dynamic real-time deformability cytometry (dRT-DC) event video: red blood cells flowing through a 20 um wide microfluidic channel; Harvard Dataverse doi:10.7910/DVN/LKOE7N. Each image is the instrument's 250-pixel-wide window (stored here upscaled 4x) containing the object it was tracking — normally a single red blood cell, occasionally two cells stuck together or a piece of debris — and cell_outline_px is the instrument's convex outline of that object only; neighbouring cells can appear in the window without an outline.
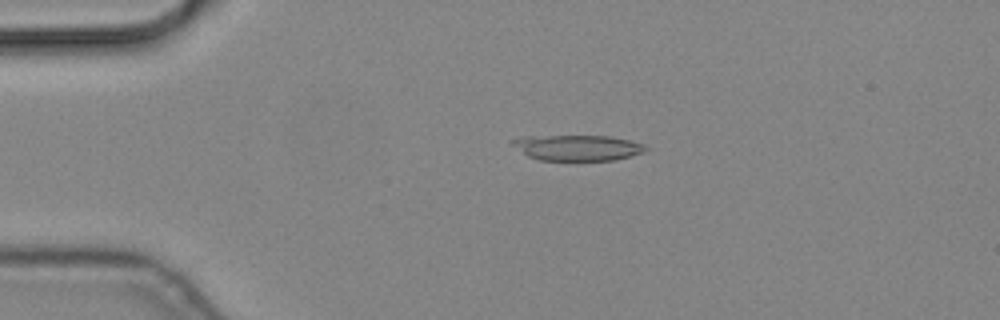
{"species": "common noctule bat (a hibernating species)", "species_latin": "Nyctalus noctula", "temperature_condition": "cold", "stored_images_in_passage": 15, "camera_frame_rate_fps": 3000, "um_per_image_px": 0.085, "animal": {"sex": "male", "body_mass_g": 19.2, "forearm_length_mm": 51.8}, "frame": {"image": 1, "passage_image": 12, "time_ms": 3.667, "image_size_px": [1000, 320], "cell_outline_px": [[648, 148], [644, 152], [612, 160], [540, 160], [528, 156], [512, 144], [512, 140], [524, 136], [608, 136], [628, 140], [644, 144]], "centroid_in_image_um": [49.09, 12.55], "position_along_channel_um": 35.9, "area_um2": 19.59}}